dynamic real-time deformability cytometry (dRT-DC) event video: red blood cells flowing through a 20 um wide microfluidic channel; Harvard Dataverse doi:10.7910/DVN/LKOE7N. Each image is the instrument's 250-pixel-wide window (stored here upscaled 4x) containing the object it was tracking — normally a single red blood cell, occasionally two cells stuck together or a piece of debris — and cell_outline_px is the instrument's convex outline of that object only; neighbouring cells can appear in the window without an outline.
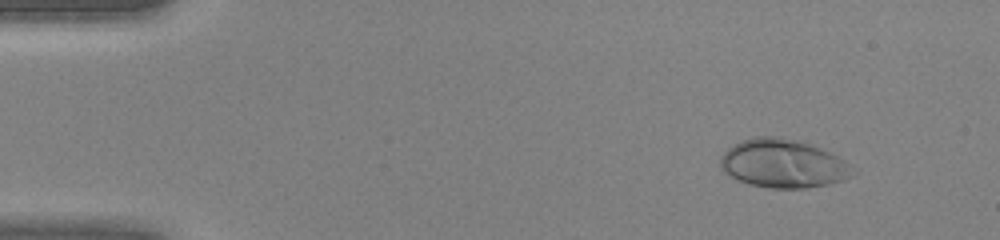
{"species": "human", "species_latin": "Homo sapiens", "temperature_condition": "warm", "stored_images_in_passage": 41, "camera_frame_rate_fps": 3000, "um_per_image_px": 0.085, "donor": {"sex": "female"}, "frame": {"image": 1, "passage_image": 1, "time_ms": 0.0, "image_size_px": [1000, 240], "cell_outline_px": [[856, 172], [852, 176], [844, 180], [804, 188], [768, 188], [748, 184], [736, 180], [728, 176], [720, 168], [720, 156], [728, 148], [740, 140], [756, 136], [780, 136], [796, 140], [808, 144], [828, 152], [844, 160]], "centroid_in_image_um": [66.49, 13.91], "position_along_channel_um": 18.5, "area_um2": 37.4}}
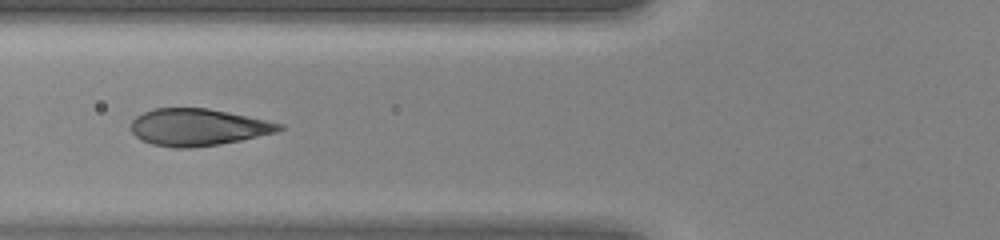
{"frame": {"image": 2, "passage_image": 14, "time_ms": 4.333, "image_size_px": [1000, 240], "cell_outline_px": [[288, 128], [280, 132], [220, 144], [192, 148], [176, 148], [152, 144], [140, 140], [128, 128], [132, 120], [136, 116], [152, 108], [208, 108], [284, 124]], "centroid_in_image_um": [16.83, 10.82], "position_along_channel_um": 109.0, "area_um2": 32.25}}
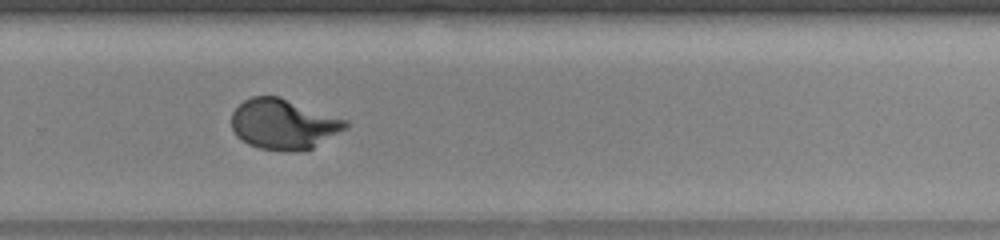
{"frame": {"image": 3, "passage_image": 27, "time_ms": 8.667, "image_size_px": [1000, 240], "cell_outline_px": [[348, 128], [312, 148], [288, 152], [284, 152], [260, 148], [248, 144], [236, 136], [232, 128], [232, 112], [244, 100], [252, 96], [280, 96], [348, 120]], "centroid_in_image_um": [24.11, 10.55], "position_along_channel_um": 305.7, "area_um2": 33.58}}